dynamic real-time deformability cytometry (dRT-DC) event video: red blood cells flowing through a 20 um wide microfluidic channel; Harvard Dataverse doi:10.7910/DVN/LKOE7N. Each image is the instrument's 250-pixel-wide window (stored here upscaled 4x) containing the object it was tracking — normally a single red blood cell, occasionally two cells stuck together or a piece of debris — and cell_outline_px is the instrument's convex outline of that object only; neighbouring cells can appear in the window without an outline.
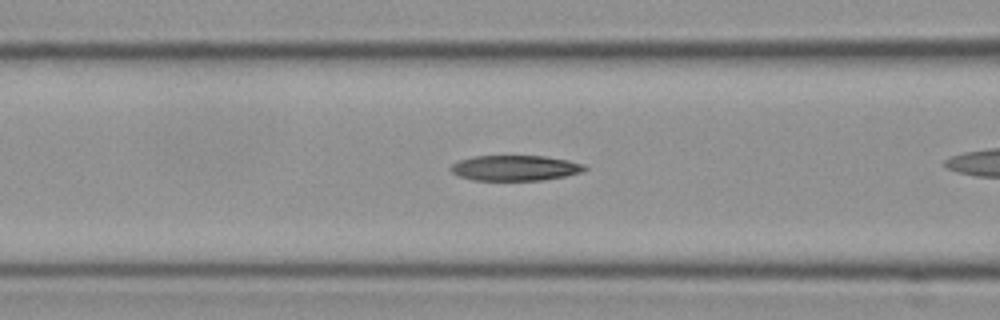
{"species": "Egyptian fruit bat (a non-hibernating species)", "species_latin": "Rousettus aegyptiacus", "temperature_condition": "cold", "stored_images_in_passage": 30, "camera_frame_rate_fps": 3000, "um_per_image_px": 0.085, "frame": {"image": 1, "passage_image": 7, "time_ms": 2.0, "image_size_px": [1000, 320], "cell_outline_px": [[588, 168], [580, 172], [564, 176], [544, 180], [472, 180], [456, 176], [448, 168], [452, 164], [460, 160], [472, 156], [544, 156], [568, 160], [584, 164]], "centroid_in_image_um": [43.74, 14.28], "position_along_channel_um": 122.9, "area_um2": 19.88}}
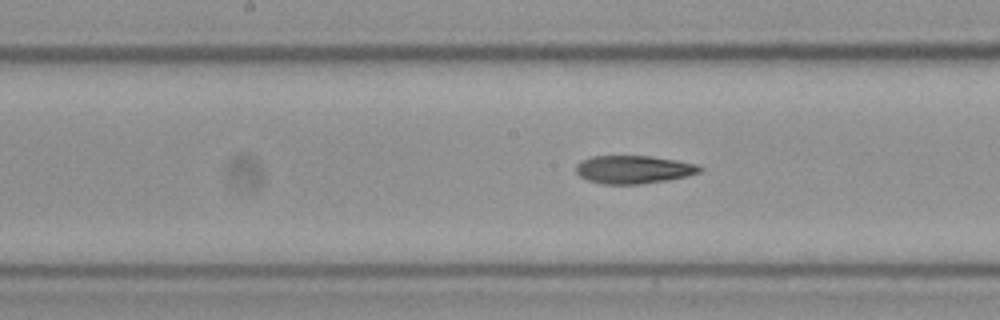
{"frame": {"image": 2, "passage_image": 13, "time_ms": 4.0, "image_size_px": [1000, 320], "cell_outline_px": [[704, 168], [700, 172], [688, 176], [668, 180], [640, 184], [604, 184], [588, 180], [580, 176], [576, 172], [576, 164], [580, 160], [592, 156], [652, 156], [676, 160], [696, 164]], "centroid_in_image_um": [53.86, 14.4], "position_along_channel_um": 194.3, "area_um2": 20.35}}
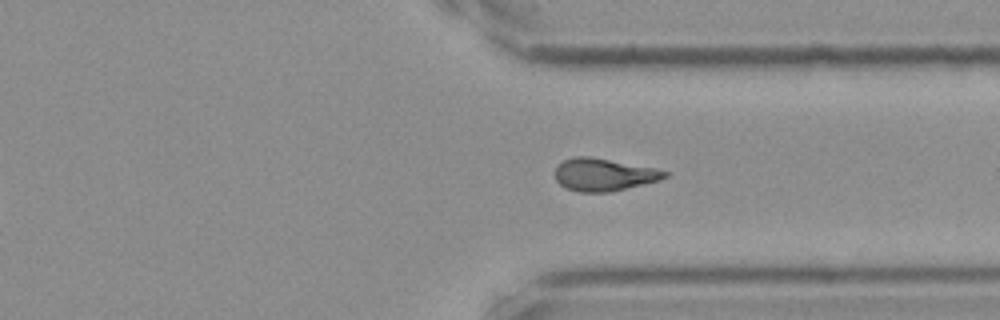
{"frame": {"image": 3, "passage_image": 27, "time_ms": 8.667, "image_size_px": [1000, 320], "cell_outline_px": [[668, 176], [660, 180], [608, 192], [580, 192], [564, 188], [556, 180], [556, 168], [564, 160], [572, 156], [588, 156], [652, 168], [668, 172]], "centroid_in_image_um": [51.28, 14.85], "position_along_channel_um": 360.1, "area_um2": 20.4}}